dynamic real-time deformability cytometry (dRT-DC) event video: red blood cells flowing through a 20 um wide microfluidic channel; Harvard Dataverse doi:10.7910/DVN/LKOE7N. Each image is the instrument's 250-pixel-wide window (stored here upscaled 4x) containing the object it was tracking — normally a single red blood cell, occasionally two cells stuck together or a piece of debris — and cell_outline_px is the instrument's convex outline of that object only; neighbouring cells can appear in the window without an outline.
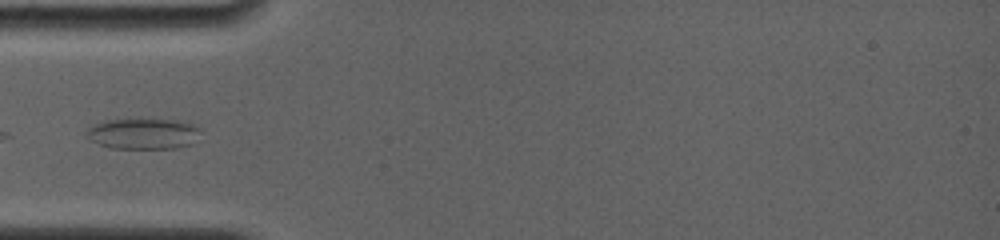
{"species": "common noctule bat (a hibernating species)", "species_latin": "Nyctalus noctula", "temperature_condition": "room temperature", "stored_images_in_passage": 4, "camera_frame_rate_fps": 4000, "um_per_image_px": 0.085, "animal": {"sex": "female", "body_mass_g": 19.0, "forearm_length_mm": 56.7}, "frame": {"image": 1, "passage_image": 1, "time_ms": 0.0, "image_size_px": [1000, 240], "cell_outline_px": [[200, 132], [192, 144], [176, 148], [112, 148], [100, 144], [84, 136], [84, 132], [92, 124], [104, 120], [140, 116], [176, 120], [200, 128]], "centroid_in_image_um": [12.1, 11.31], "position_along_channel_um": 72.9, "area_um2": 21.27}}
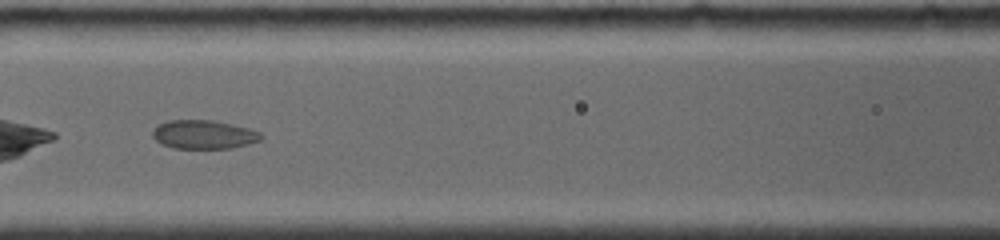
{"frame": {"image": 2, "passage_image": 3, "time_ms": 2.0, "image_size_px": [1000, 240], "cell_outline_px": [[264, 136], [260, 140], [248, 144], [232, 148], [172, 148], [160, 144], [152, 136], [152, 132], [156, 124], [168, 120], [212, 120], [232, 124], [248, 128], [260, 132]], "centroid_in_image_um": [17.29, 11.43], "position_along_channel_um": 149.3, "area_um2": 18.32}}